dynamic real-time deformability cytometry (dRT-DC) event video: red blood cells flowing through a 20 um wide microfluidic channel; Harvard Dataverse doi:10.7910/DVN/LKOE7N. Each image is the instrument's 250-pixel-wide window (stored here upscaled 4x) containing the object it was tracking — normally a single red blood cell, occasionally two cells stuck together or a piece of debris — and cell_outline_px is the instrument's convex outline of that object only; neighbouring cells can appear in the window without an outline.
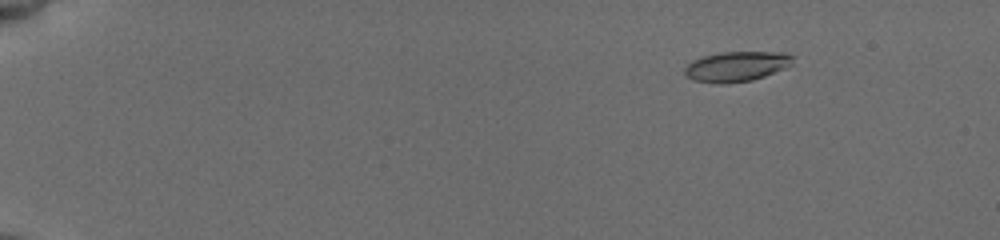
{"species": "common noctule bat (a hibernating species)", "species_latin": "Nyctalus noctula", "temperature_condition": "cold", "stored_images_in_passage": 43, "camera_frame_rate_fps": 3000, "um_per_image_px": 0.085, "animal": {"sex": "female", "body_mass_g": 19.5, "forearm_length_mm": 54.1}, "frame": {"image": 1, "passage_image": 6, "time_ms": 2.0, "image_size_px": [1000, 240], "cell_outline_px": [[796, 56], [792, 64], [784, 68], [764, 76], [752, 80], [696, 80], [684, 76], [684, 68], [692, 60], [704, 56], [720, 52], [788, 52]], "centroid_in_image_um": [62.68, 5.57], "position_along_channel_um": 22.3, "area_um2": 18.21}}
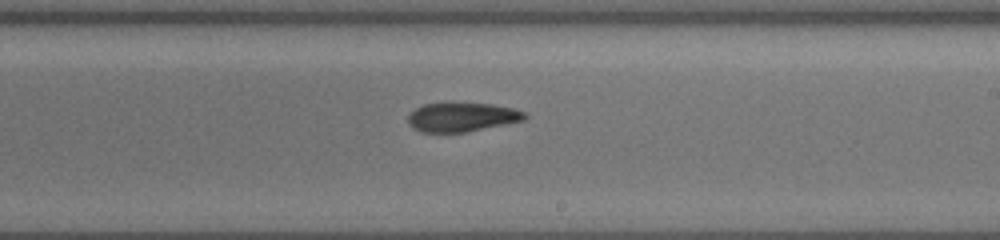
{"frame": {"image": 2, "passage_image": 27, "time_ms": 11.333, "image_size_px": [1000, 240], "cell_outline_px": [[528, 116], [524, 120], [464, 132], [420, 132], [412, 128], [408, 124], [408, 116], [416, 108], [424, 104], [444, 100], [452, 100], [492, 104], [512, 108], [528, 112]], "centroid_in_image_um": [39.24, 9.9], "position_along_channel_um": 249.8, "area_um2": 20.52}}
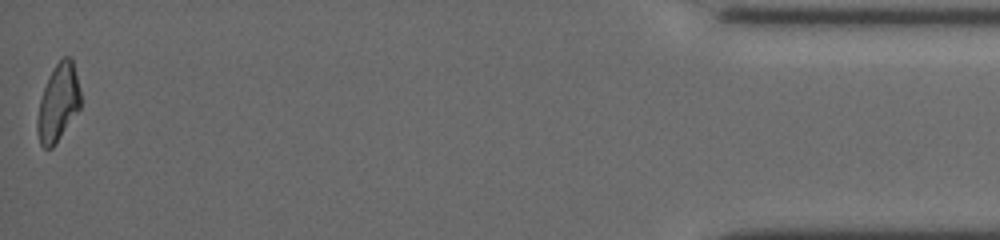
{"frame": {"image": 3, "passage_image": 43, "time_ms": 18.0, "image_size_px": [1000, 240], "cell_outline_px": [[80, 108], [52, 148], [44, 148], [40, 144], [36, 132], [36, 120], [40, 100], [44, 88], [56, 64], [64, 56], [72, 56], [80, 92]], "centroid_in_image_um": [4.93, 8.75], "position_along_channel_um": 430.3, "area_um2": 19.19}, "authors_computed_cell_mechanics": {"area_um2": 20.1722, "velocity_mm_per_s": 3.8343, "shape_relaxation_time_tau1_ms": null, "shape_relaxation_time_tau2_ms": 2.6302, "deformation_change_tau1": null, "deformation_change_tau2": 0.0861}}